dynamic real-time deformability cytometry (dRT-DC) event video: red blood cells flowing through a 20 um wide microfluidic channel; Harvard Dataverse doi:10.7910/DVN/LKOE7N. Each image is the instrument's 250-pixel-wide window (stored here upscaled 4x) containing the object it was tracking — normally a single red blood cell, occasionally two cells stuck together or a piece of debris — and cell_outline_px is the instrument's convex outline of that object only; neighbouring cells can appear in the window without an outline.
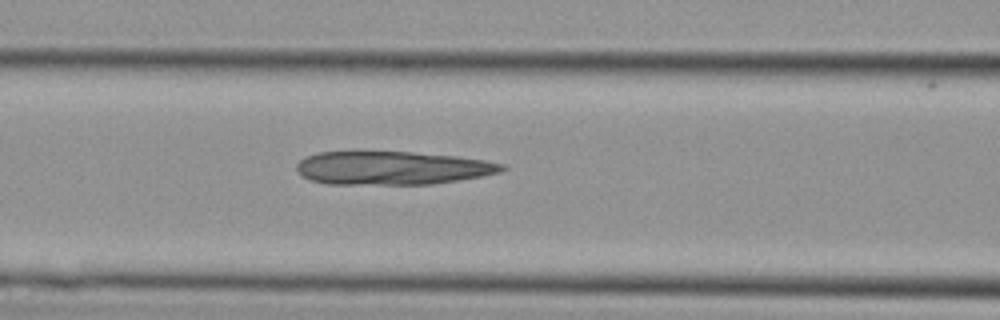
{"species": "Egyptian fruit bat (a non-hibernating species)", "species_latin": "Rousettus aegyptiacus", "temperature_condition": "cold", "stored_images_in_passage": 14, "camera_frame_rate_fps": 3000, "um_per_image_px": 0.085, "animal": {"sex": "female"}, "frame": {"image": 1, "passage_image": 5, "time_ms": 1.333, "image_size_px": [1000, 320], "cell_outline_px": [[508, 168], [500, 172], [480, 176], [432, 184], [328, 184], [308, 180], [300, 176], [296, 172], [296, 164], [304, 156], [320, 152], [412, 152], [456, 156], [484, 160], [508, 164]], "centroid_in_image_um": [33.3, 14.28], "position_along_channel_um": 133.3, "area_um2": 40.17}}
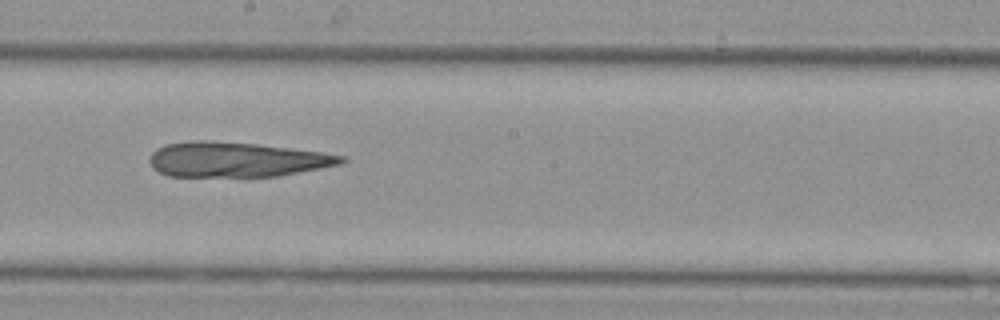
{"frame": {"image": 2, "passage_image": 10, "time_ms": 3.0, "image_size_px": [1000, 320], "cell_outline_px": [[348, 160], [344, 164], [280, 176], [168, 176], [152, 168], [148, 160], [152, 152], [156, 148], [164, 144], [192, 140], [208, 140], [256, 144], [320, 152], [344, 156]], "centroid_in_image_um": [20.09, 13.56], "position_along_channel_um": 228.1, "area_um2": 39.19}}
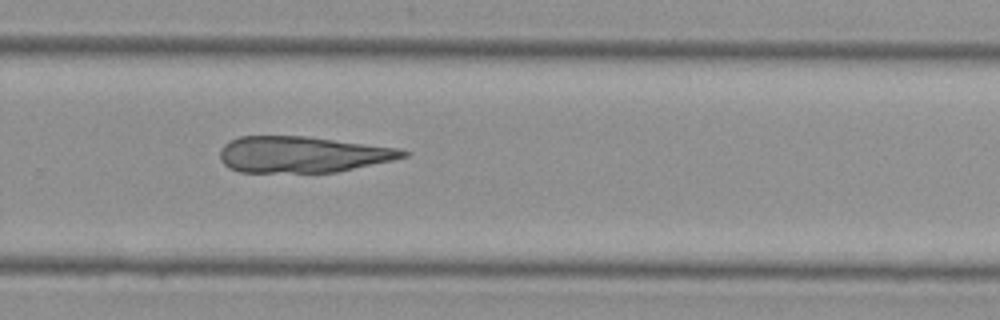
{"frame": {"image": 3, "passage_image": 14, "time_ms": 4.333, "image_size_px": [1000, 320], "cell_outline_px": [[412, 152], [408, 156], [392, 160], [336, 172], [240, 172], [228, 168], [220, 160], [220, 148], [224, 144], [240, 136], [308, 136], [400, 148]], "centroid_in_image_um": [25.72, 13.12], "position_along_channel_um": 304.1, "area_um2": 38.78}}